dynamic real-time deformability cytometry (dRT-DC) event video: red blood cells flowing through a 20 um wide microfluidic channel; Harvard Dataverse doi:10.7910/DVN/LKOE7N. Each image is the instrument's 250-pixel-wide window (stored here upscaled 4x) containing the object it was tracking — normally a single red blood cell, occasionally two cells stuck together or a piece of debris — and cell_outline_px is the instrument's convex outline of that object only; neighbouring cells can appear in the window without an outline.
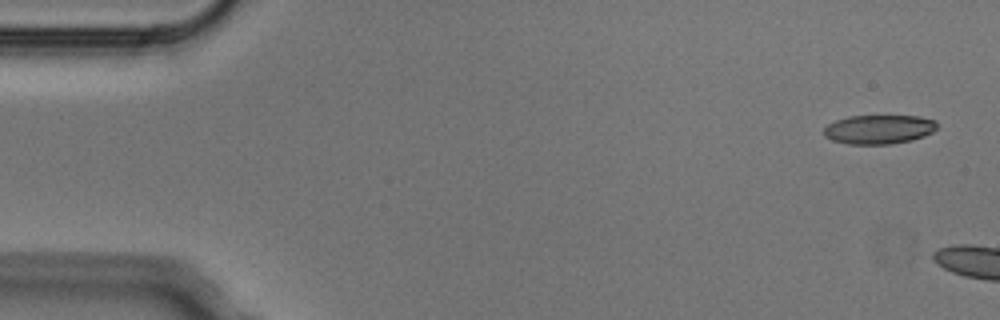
{"species": "Egyptian fruit bat (a non-hibernating species)", "species_latin": "Rousettus aegyptiacus", "temperature_condition": "cold", "stored_images_in_passage": 5, "camera_frame_rate_fps": 3000, "um_per_image_px": 0.085, "animal": {"sex": "male"}, "frame": {"image": 1, "passage_image": 1, "time_ms": 0.0, "image_size_px": [1000, 320], "cell_outline_px": [[940, 124], [932, 132], [924, 136], [912, 140], [892, 144], [848, 144], [832, 140], [824, 136], [824, 128], [828, 124], [836, 120], [848, 116], [920, 116], [936, 120]], "centroid_in_image_um": [74.73, 10.99], "position_along_channel_um": 10.3, "area_um2": 19.36}}
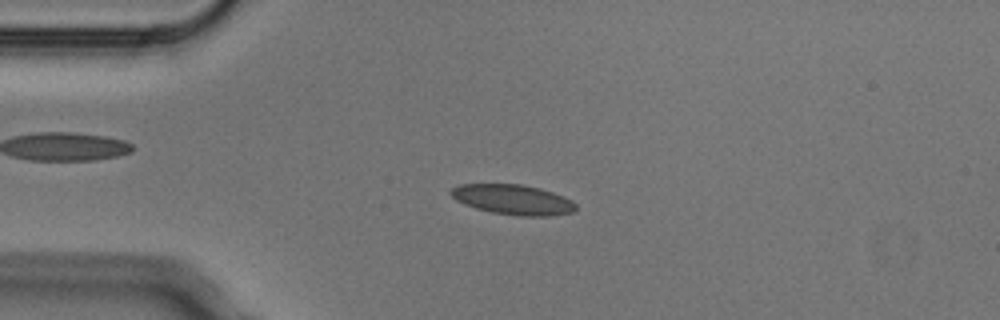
{"frame": {"image": 2, "passage_image": 4, "time_ms": 1.0, "image_size_px": [1000, 320], "cell_outline_px": [[576, 208], [572, 212], [552, 216], [520, 216], [492, 212], [476, 208], [464, 204], [456, 200], [448, 192], [452, 188], [460, 184], [520, 184], [540, 188], [564, 196], [572, 200], [576, 204]], "centroid_in_image_um": [43.61, 16.96], "position_along_channel_um": 41.4, "area_um2": 21.91}}